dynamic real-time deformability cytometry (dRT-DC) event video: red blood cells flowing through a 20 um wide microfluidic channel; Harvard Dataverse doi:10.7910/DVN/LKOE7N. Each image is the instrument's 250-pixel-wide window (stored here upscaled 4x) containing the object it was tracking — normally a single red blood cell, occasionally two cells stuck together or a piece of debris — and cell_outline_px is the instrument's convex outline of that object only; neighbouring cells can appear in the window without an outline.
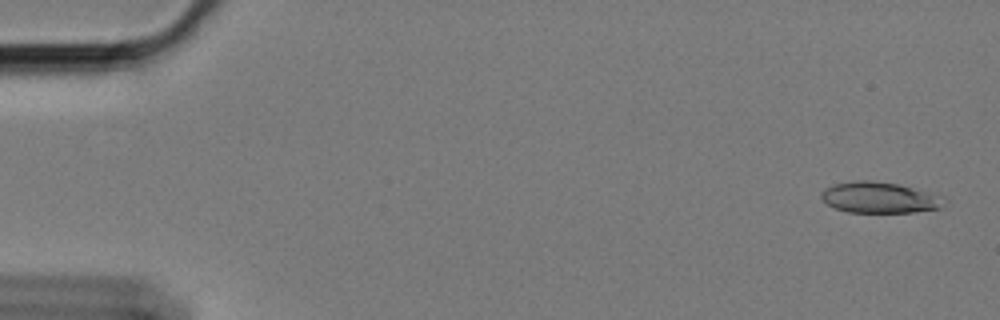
{"species": "Egyptian fruit bat (a non-hibernating species)", "species_latin": "Rousettus aegyptiacus", "temperature_condition": "cold", "stored_images_in_passage": 59, "camera_frame_rate_fps": 3000, "um_per_image_px": 0.085, "animal": {"sex": "female"}, "frame": {"image": 1, "passage_image": 2, "time_ms": 0.333, "image_size_px": [1000, 320], "cell_outline_px": [[948, 200], [940, 208], [912, 212], [848, 212], [836, 208], [828, 204], [820, 196], [820, 192], [824, 188], [832, 184], [856, 180], [868, 180], [896, 184], [944, 196]], "centroid_in_image_um": [74.75, 16.79], "position_along_channel_um": 10.2, "area_um2": 22.14}}
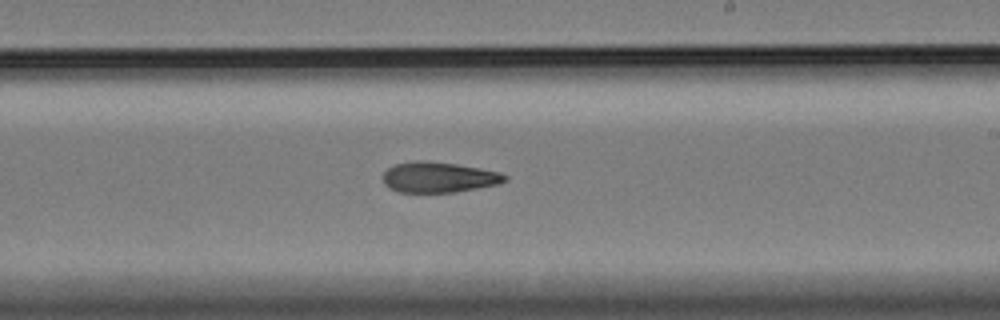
{"frame": {"image": 2, "passage_image": 35, "time_ms": 11.333, "image_size_px": [1000, 320], "cell_outline_px": [[508, 180], [500, 184], [452, 192], [400, 192], [384, 184], [384, 172], [388, 168], [396, 164], [420, 160], [428, 160], [456, 164], [480, 168], [500, 172], [508, 176]], "centroid_in_image_um": [37.34, 15.06], "position_along_channel_um": 251.7, "area_um2": 21.56}}
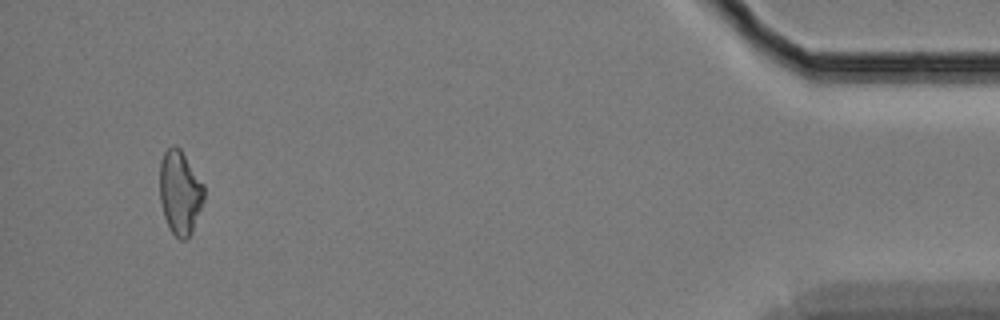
{"frame": {"image": 3, "passage_image": 56, "time_ms": 18.333, "image_size_px": [1000, 320], "cell_outline_px": [[204, 200], [192, 232], [184, 240], [180, 240], [172, 232], [164, 216], [160, 200], [160, 160], [164, 152], [172, 144], [176, 144], [180, 148], [204, 184]], "centroid_in_image_um": [15.3, 16.33], "position_along_channel_um": 419.9, "area_um2": 21.68}, "authors_computed_cell_mechanics": {"area_um2": 22.0218, "velocity_mm_per_s": 3.3932, "shape_relaxation_time_tau1_ms": null, "shape_relaxation_time_tau2_ms": 6.4, "deformation_change_tau1": null, "deformation_change_tau2": 0.1446}}